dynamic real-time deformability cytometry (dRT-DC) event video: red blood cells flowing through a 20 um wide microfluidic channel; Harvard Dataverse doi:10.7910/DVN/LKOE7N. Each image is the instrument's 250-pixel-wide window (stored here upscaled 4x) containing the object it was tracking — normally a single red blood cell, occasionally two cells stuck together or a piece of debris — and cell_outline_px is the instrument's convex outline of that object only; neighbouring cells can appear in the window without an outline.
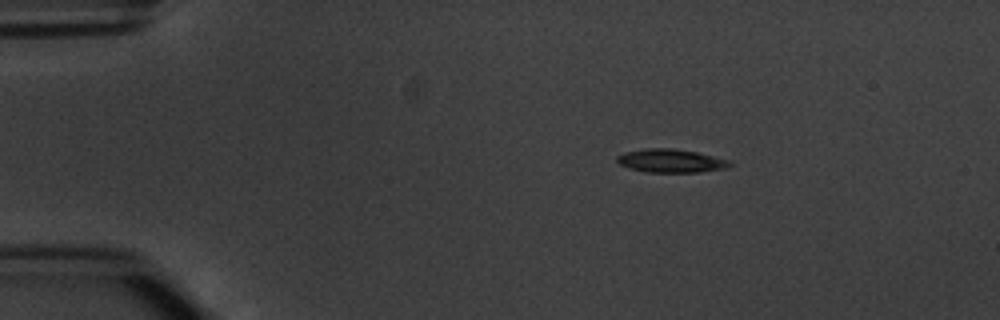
{"species": "common noctule bat (a hibernating species)", "species_latin": "Nyctalus noctula", "temperature_condition": "warm", "stored_images_in_passage": 3, "camera_frame_rate_fps": 3000, "um_per_image_px": 0.085, "animal": {"sex": "male", "body_mass_g": 20.1, "forearm_length_mm": 53.5}, "frame": {"image": 1, "passage_image": 1, "time_ms": 0.0, "image_size_px": [1000, 320], "cell_outline_px": [[732, 164], [724, 168], [700, 172], [648, 172], [628, 168], [620, 164], [616, 160], [616, 156], [624, 152], [644, 148], [668, 148], [696, 152], [732, 160]], "centroid_in_image_um": [57.0, 13.66], "position_along_channel_um": 28.0, "area_um2": 15.37}}